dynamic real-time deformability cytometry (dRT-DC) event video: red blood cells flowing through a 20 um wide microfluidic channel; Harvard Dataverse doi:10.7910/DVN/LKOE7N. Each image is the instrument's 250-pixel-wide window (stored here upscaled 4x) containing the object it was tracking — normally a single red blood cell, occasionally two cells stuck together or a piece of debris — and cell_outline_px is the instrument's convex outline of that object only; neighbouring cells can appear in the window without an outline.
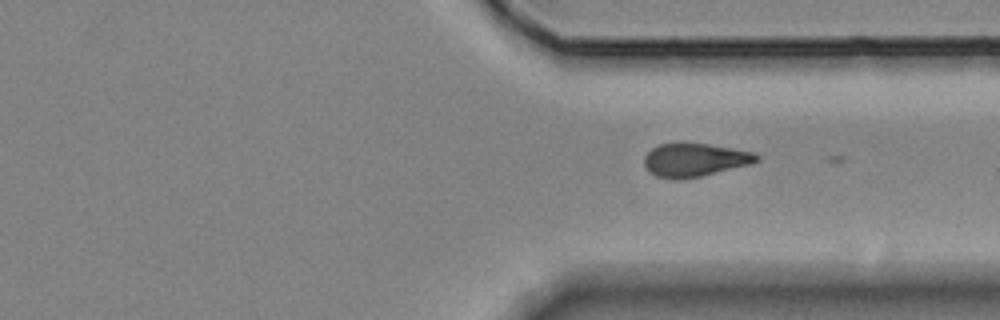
{"species": "Egyptian fruit bat (a non-hibernating species)", "species_latin": "Rousettus aegyptiacus", "temperature_condition": "room temperature", "stored_images_in_passage": 19, "camera_frame_rate_fps": 3000, "um_per_image_px": 0.085, "animal": {"sex": "female"}, "frame": {"image": 1, "passage_image": 15, "time_ms": 19.333, "image_size_px": [1000, 320], "cell_outline_px": [[760, 160], [752, 164], [700, 176], [680, 180], [672, 180], [656, 176], [644, 164], [644, 156], [652, 148], [660, 144], [684, 140], [756, 152], [760, 156]], "centroid_in_image_um": [59.07, 13.56], "position_along_channel_um": 352.3, "area_um2": 22.43}}
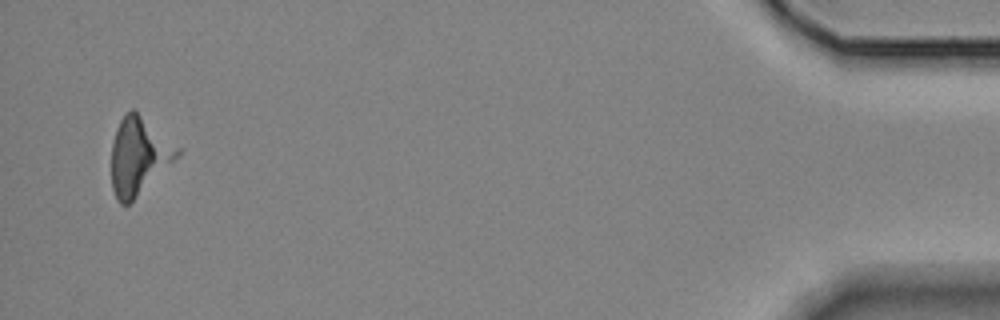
{"frame": {"image": 2, "passage_image": 19, "time_ms": 23.667, "image_size_px": [1000, 320], "cell_outline_px": [[180, 156], [128, 204], [120, 204], [116, 200], [112, 188], [112, 144], [116, 128], [124, 112], [132, 108], [180, 148]], "centroid_in_image_um": [11.78, 13.25], "position_along_channel_um": 423.4, "area_um2": 29.25}}